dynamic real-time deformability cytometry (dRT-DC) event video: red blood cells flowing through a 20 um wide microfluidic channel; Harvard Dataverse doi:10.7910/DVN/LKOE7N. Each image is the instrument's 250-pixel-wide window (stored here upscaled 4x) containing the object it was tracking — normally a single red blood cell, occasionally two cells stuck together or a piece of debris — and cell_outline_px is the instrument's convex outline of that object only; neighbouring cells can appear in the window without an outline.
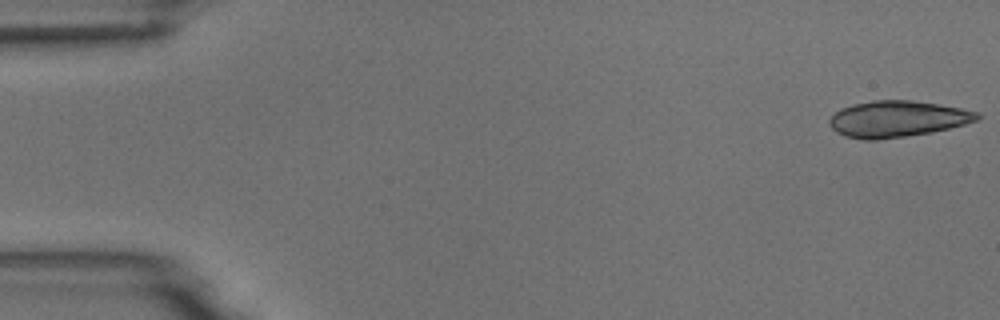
{"species": "common noctule bat (a hibernating species)", "species_latin": "Nyctalus noctula", "temperature_condition": "room temperature", "stored_images_in_passage": 6, "camera_frame_rate_fps": 3000, "um_per_image_px": 0.085, "animal": {"sex": "male", "body_mass_g": 18.8}, "frame": {"image": 1, "passage_image": 1, "time_ms": 0.0, "image_size_px": [1000, 320], "cell_outline_px": [[980, 120], [932, 132], [876, 140], [864, 140], [844, 136], [836, 132], [828, 124], [828, 120], [840, 108], [852, 104], [872, 100], [912, 100], [960, 108], [980, 112]], "centroid_in_image_um": [76.25, 10.11], "position_along_channel_um": 8.8, "area_um2": 31.27}}
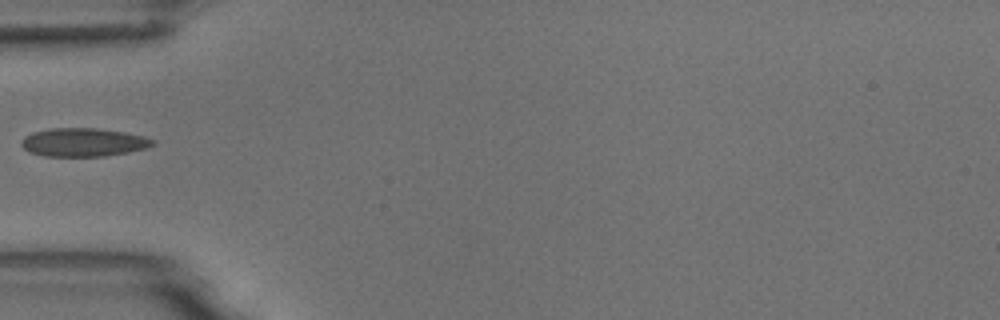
{"frame": {"image": 2, "passage_image": 6, "time_ms": 5.667, "image_size_px": [1000, 320], "cell_outline_px": [[156, 144], [144, 148], [128, 152], [104, 156], [44, 156], [28, 152], [20, 144], [20, 140], [24, 136], [32, 132], [48, 128], [96, 128], [124, 132], [144, 136], [156, 140]], "centroid_in_image_um": [7.05, 12.09], "position_along_channel_um": 77.9, "area_um2": 21.91}}